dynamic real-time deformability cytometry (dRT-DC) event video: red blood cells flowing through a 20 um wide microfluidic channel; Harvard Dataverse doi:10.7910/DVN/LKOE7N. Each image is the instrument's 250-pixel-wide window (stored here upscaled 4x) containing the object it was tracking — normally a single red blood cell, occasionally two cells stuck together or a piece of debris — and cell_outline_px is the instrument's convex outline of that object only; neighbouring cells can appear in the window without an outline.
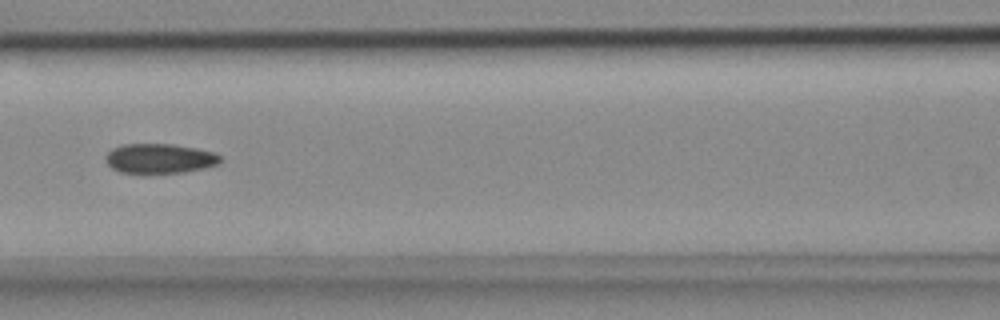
{"species": "common noctule bat (a hibernating species)", "species_latin": "Nyctalus noctula", "temperature_condition": "cold", "stored_images_in_passage": 8, "camera_frame_rate_fps": 3000, "um_per_image_px": 0.085, "animal": {"sex": "female", "body_mass_g": 18.4}, "frame": {"image": 1, "passage_image": 6, "time_ms": 1.667, "image_size_px": [1000, 320], "cell_outline_px": [[220, 160], [216, 164], [204, 168], [184, 172], [144, 176], [140, 176], [120, 172], [112, 168], [108, 164], [104, 156], [112, 148], [120, 144], [172, 144], [196, 148], [212, 152], [220, 156]], "centroid_in_image_um": [13.48, 13.51], "position_along_channel_um": 153.1, "area_um2": 20.52}}
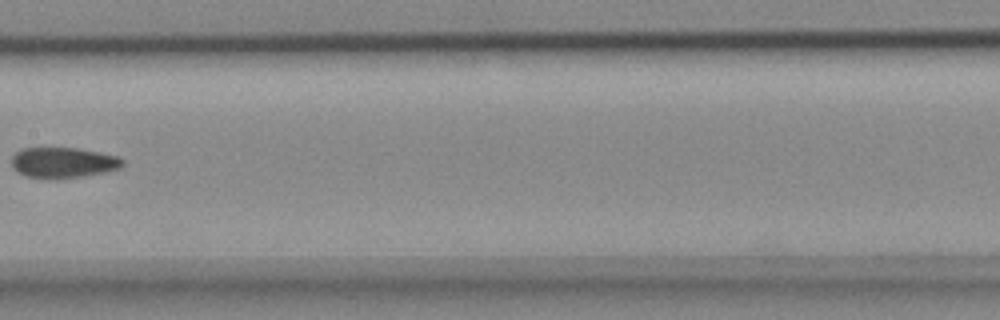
{"frame": {"image": 2, "passage_image": 7, "time_ms": 2.0, "image_size_px": [1000, 320], "cell_outline_px": [[124, 164], [120, 168], [104, 172], [80, 176], [24, 176], [16, 172], [12, 168], [12, 156], [16, 152], [24, 148], [80, 148], [100, 152], [116, 156], [124, 160]], "centroid_in_image_um": [5.37, 13.78], "position_along_channel_um": 202.0, "area_um2": 19.19}}
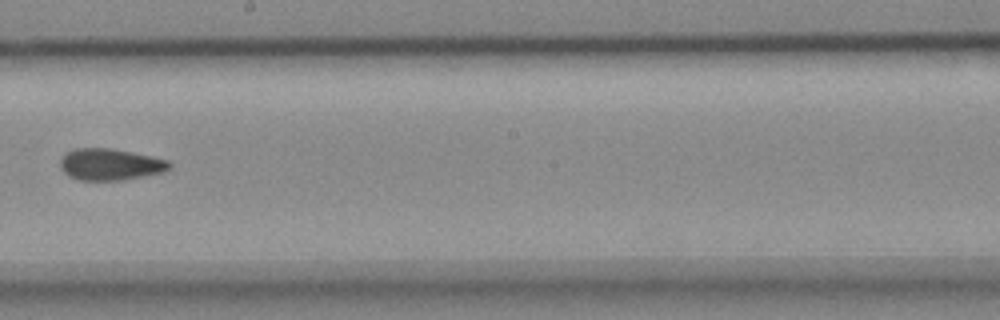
{"frame": {"image": 3, "passage_image": 8, "time_ms": 2.333, "image_size_px": [1000, 320], "cell_outline_px": [[172, 168], [164, 172], [120, 180], [80, 180], [68, 176], [60, 168], [60, 160], [64, 152], [76, 148], [112, 148], [152, 156], [168, 160], [172, 164]], "centroid_in_image_um": [9.36, 13.96], "position_along_channel_um": 238.8, "area_um2": 20.29}}